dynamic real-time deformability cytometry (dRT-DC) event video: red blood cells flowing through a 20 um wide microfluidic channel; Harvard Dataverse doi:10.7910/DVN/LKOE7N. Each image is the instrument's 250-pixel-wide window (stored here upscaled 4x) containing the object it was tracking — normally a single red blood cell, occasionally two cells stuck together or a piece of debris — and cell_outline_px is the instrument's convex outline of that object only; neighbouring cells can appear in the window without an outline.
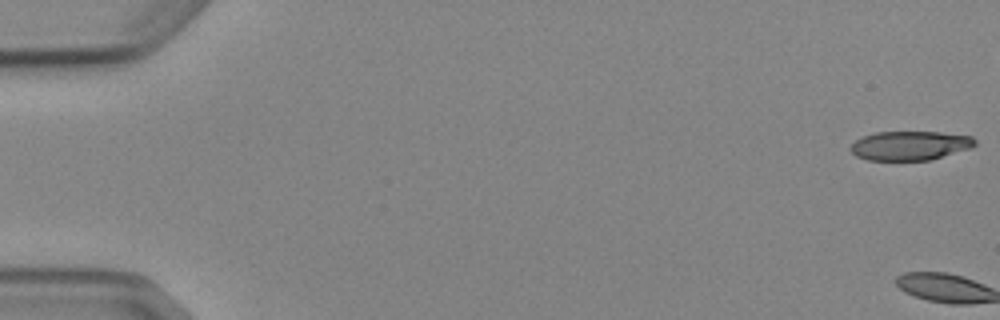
{"species": "Egyptian fruit bat (a non-hibernating species)", "species_latin": "Rousettus aegyptiacus", "temperature_condition": "cold", "stored_images_in_passage": 9, "camera_frame_rate_fps": 3000, "um_per_image_px": 0.085, "animal": {"sex": "female"}, "frame": {"image": 1, "passage_image": 1, "time_ms": 0.0, "image_size_px": [1000, 320], "cell_outline_px": [[976, 144], [972, 148], [928, 160], [868, 160], [856, 156], [848, 148], [856, 140], [864, 136], [876, 132], [940, 132], [972, 136], [976, 140]], "centroid_in_image_um": [77.36, 12.37], "position_along_channel_um": 7.6, "area_um2": 21.1}}
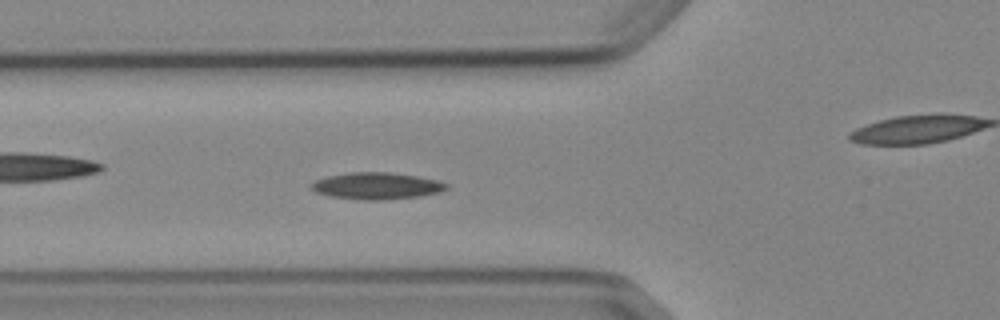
{"frame": {"image": 2, "passage_image": 7, "time_ms": 7.0, "image_size_px": [1000, 320], "cell_outline_px": [[448, 188], [440, 192], [420, 196], [384, 200], [364, 200], [328, 196], [316, 192], [308, 184], [316, 180], [328, 176], [348, 172], [388, 172], [416, 176], [436, 180], [448, 184]], "centroid_in_image_um": [31.99, 15.8], "position_along_channel_um": 93.8, "area_um2": 21.1}}